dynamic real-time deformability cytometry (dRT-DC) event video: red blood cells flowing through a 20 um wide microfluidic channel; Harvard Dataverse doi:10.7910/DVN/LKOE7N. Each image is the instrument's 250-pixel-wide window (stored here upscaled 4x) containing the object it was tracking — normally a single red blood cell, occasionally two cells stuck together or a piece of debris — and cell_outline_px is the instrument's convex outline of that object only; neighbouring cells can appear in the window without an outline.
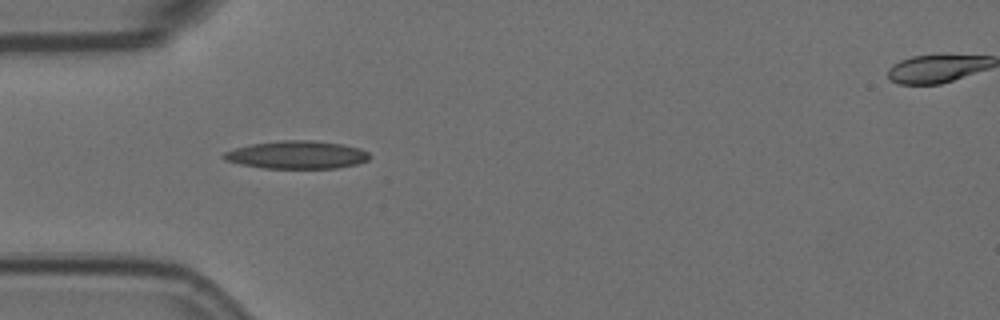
{"species": "Egyptian fruit bat (a non-hibernating species)", "species_latin": "Rousettus aegyptiacus", "temperature_condition": "room temperature", "stored_images_in_passage": 6, "camera_frame_rate_fps": 3000, "um_per_image_px": 0.085, "animal": {"sex": "female"}, "frame": {"image": 1, "passage_image": 5, "time_ms": 1.333, "image_size_px": [1000, 320], "cell_outline_px": [[372, 156], [368, 160], [356, 164], [336, 168], [264, 168], [240, 164], [224, 160], [220, 156], [224, 152], [236, 148], [252, 144], [276, 140], [312, 140], [344, 144], [360, 148], [368, 152]], "centroid_in_image_um": [25.24, 13.15], "position_along_channel_um": 59.8, "area_um2": 23.87}}
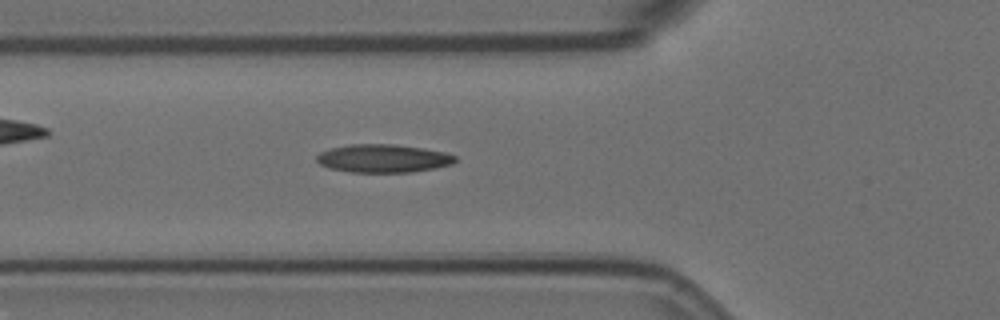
{"frame": {"image": 2, "passage_image": 6, "time_ms": 1.667, "image_size_px": [1000, 320], "cell_outline_px": [[456, 160], [452, 164], [412, 172], [352, 172], [328, 168], [320, 164], [316, 160], [316, 156], [320, 152], [332, 148], [352, 144], [396, 144], [424, 148], [444, 152], [456, 156]], "centroid_in_image_um": [32.56, 13.46], "position_along_channel_um": 93.2, "area_um2": 22.66}}